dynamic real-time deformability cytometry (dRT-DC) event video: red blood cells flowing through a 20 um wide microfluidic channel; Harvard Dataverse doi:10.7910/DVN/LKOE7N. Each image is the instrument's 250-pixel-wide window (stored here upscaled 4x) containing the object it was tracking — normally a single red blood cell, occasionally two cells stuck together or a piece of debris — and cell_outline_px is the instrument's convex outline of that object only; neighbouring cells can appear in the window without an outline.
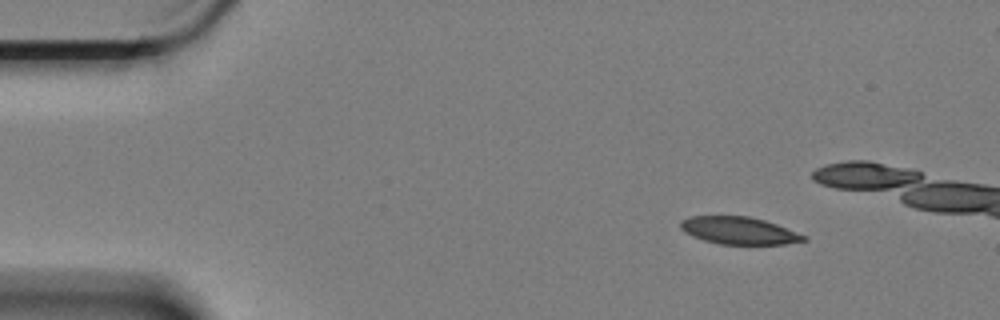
{"species": "Egyptian fruit bat (a non-hibernating species)", "species_latin": "Rousettus aegyptiacus", "temperature_condition": "cold", "stored_images_in_passage": 5, "camera_frame_rate_fps": 3000, "um_per_image_px": 0.085, "animal": {"sex": "female"}, "frame": {"image": 1, "passage_image": 1, "time_ms": 0.0, "image_size_px": [1000, 320], "cell_outline_px": [[808, 240], [784, 244], [720, 244], [704, 240], [692, 236], [684, 232], [680, 228], [680, 220], [688, 216], [748, 216], [764, 220], [776, 224], [808, 236]], "centroid_in_image_um": [62.8, 19.59], "position_along_channel_um": 22.2, "area_um2": 19.71}}